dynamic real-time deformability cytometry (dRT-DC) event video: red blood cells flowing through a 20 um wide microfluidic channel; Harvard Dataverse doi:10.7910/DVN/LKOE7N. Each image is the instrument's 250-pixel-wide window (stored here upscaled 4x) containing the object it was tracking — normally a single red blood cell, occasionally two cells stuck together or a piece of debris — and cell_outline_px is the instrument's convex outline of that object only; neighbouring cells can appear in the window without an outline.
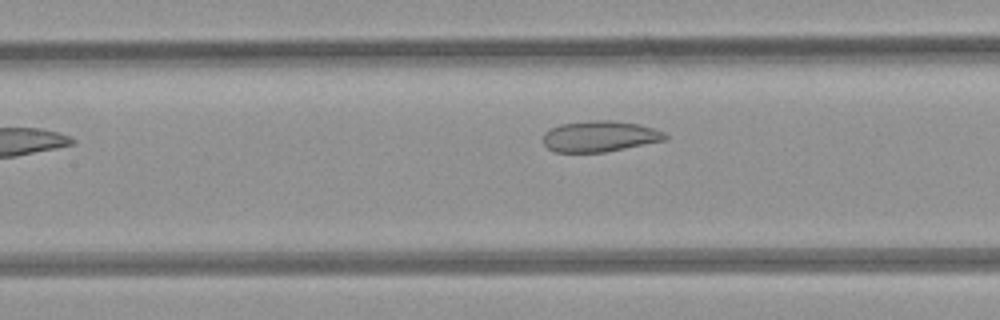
{"species": "common noctule bat (a hibernating species)", "species_latin": "Nyctalus noctula", "temperature_condition": "room temperature", "stored_images_in_passage": 5, "camera_frame_rate_fps": 3000, "um_per_image_px": 0.085, "animal": {"sex": "female", "body_mass_g": 21.9}, "frame": {"image": 1, "passage_image": 4, "time_ms": 3.667, "image_size_px": [1000, 320], "cell_outline_px": [[668, 140], [604, 152], [556, 152], [548, 148], [544, 144], [544, 132], [560, 124], [592, 120], [612, 120], [640, 124], [664, 132], [668, 136]], "centroid_in_image_um": [51.01, 11.58], "position_along_channel_um": 156.4, "area_um2": 22.02}}
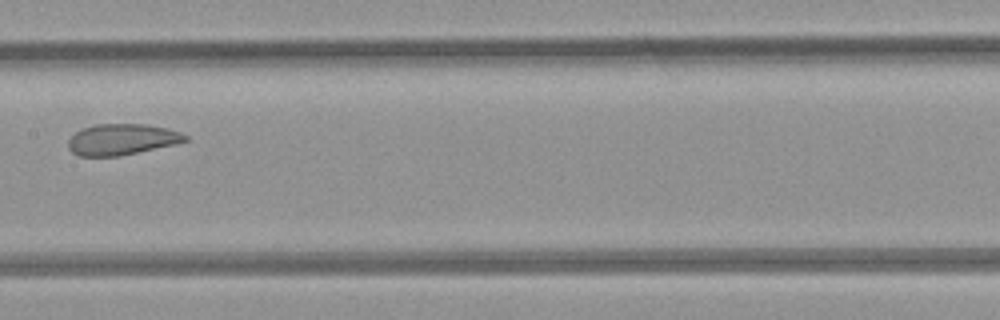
{"frame": {"image": 2, "passage_image": 5, "time_ms": 4.667, "image_size_px": [1000, 320], "cell_outline_px": [[188, 140], [176, 144], [120, 156], [80, 156], [72, 152], [68, 148], [68, 140], [76, 132], [84, 128], [96, 124], [148, 124], [168, 128], [180, 132], [188, 136]], "centroid_in_image_um": [10.38, 11.85], "position_along_channel_um": 197.0, "area_um2": 21.21}}